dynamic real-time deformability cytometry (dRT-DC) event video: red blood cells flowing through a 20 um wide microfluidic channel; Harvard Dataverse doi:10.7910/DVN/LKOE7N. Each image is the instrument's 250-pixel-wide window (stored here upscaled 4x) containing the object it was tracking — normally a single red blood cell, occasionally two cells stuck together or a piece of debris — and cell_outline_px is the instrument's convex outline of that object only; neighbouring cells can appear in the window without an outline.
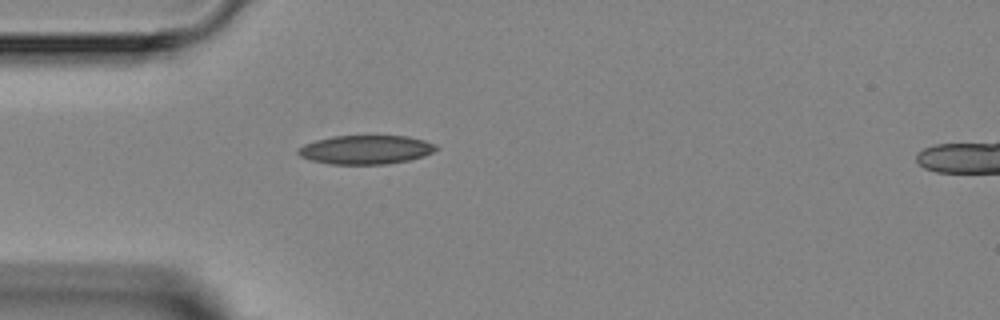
{"species": "Egyptian fruit bat (a non-hibernating species)", "species_latin": "Rousettus aegyptiacus", "temperature_condition": "room temperature", "stored_images_in_passage": 1, "camera_frame_rate_fps": 3000, "um_per_image_px": 0.085, "animal": {"sex": "female"}, "frame": {"image": 1, "passage_image": 1, "time_ms": 0.0, "image_size_px": [1000, 320], "cell_outline_px": [[440, 148], [424, 156], [408, 160], [384, 164], [328, 164], [312, 160], [300, 156], [296, 152], [304, 144], [316, 140], [332, 136], [408, 136], [424, 140], [436, 144]], "centroid_in_image_um": [31.11, 12.72], "position_along_channel_um": 53.9, "area_um2": 23.18}}